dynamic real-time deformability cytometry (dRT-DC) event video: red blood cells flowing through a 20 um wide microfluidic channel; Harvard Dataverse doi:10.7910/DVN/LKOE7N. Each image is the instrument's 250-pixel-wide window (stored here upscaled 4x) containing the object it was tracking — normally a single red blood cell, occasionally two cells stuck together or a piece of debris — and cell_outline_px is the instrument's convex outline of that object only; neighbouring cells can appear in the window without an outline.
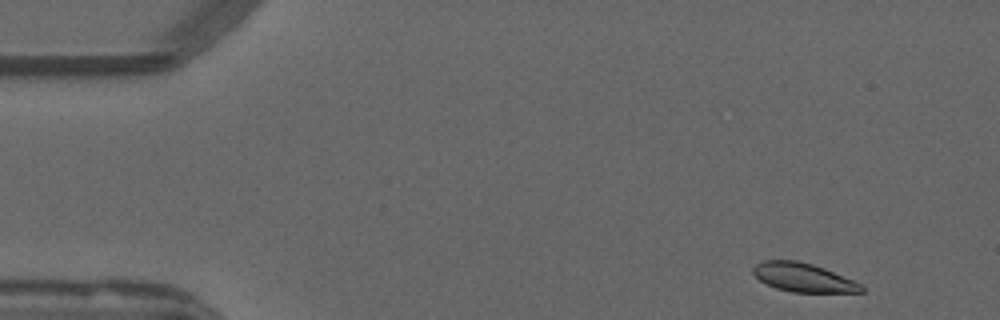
{"species": "common noctule bat (a hibernating species)", "species_latin": "Nyctalus noctula", "temperature_condition": "warm", "stored_images_in_passage": 52, "camera_frame_rate_fps": 3000, "um_per_image_px": 0.085, "animal": {"sex": "male", "forearm_length_mm": 52.5}, "frame": {"image": 1, "passage_image": 2, "time_ms": 0.333, "image_size_px": [1000, 320], "cell_outline_px": [[864, 292], [792, 292], [776, 288], [760, 280], [752, 272], [752, 268], [756, 264], [764, 260], [796, 260], [812, 264], [824, 268], [852, 280], [860, 284], [864, 288]], "centroid_in_image_um": [68.25, 23.58], "position_along_channel_um": 16.7, "area_um2": 17.92}}
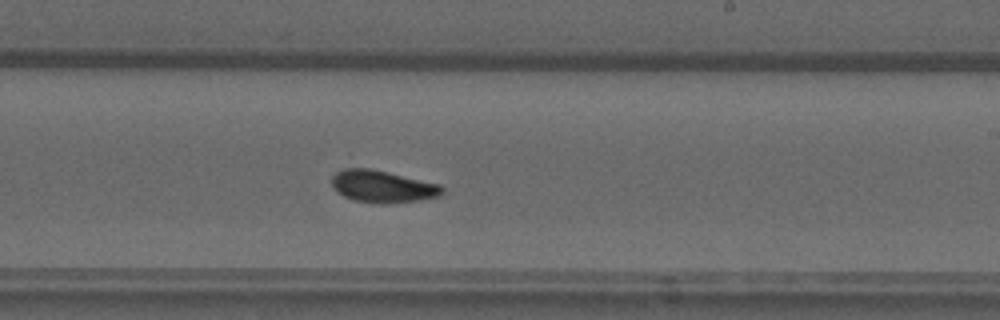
{"frame": {"image": 2, "passage_image": 29, "time_ms": 9.333, "image_size_px": [1000, 320], "cell_outline_px": [[444, 196], [420, 200], [384, 204], [376, 204], [352, 200], [336, 192], [332, 188], [332, 176], [336, 172], [344, 168], [372, 168], [440, 184], [444, 188]], "centroid_in_image_um": [32.53, 15.86], "position_along_channel_um": 256.5, "area_um2": 21.15}}
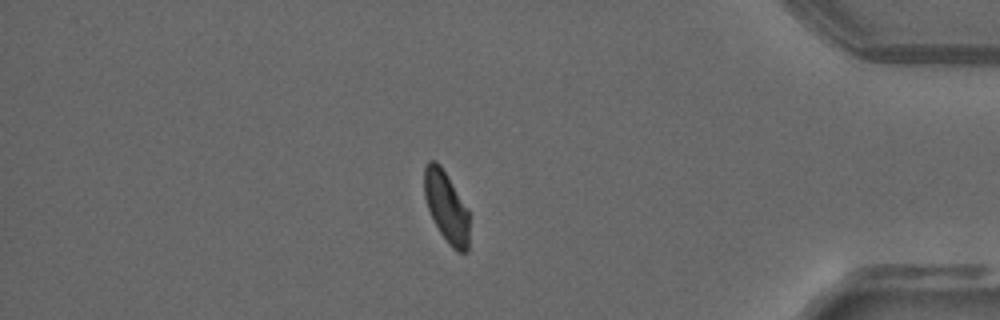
{"frame": {"image": 3, "passage_image": 43, "time_ms": 14.0, "image_size_px": [1000, 320], "cell_outline_px": [[468, 252], [456, 252], [448, 244], [440, 232], [428, 208], [424, 196], [424, 168], [428, 160], [436, 160], [440, 164], [468, 208]], "centroid_in_image_um": [37.93, 17.57], "position_along_channel_um": 397.3, "area_um2": 18.55}, "authors_computed_cell_mechanics": {"area_um2": 19.652, "velocity_mm_per_s": 3.7998, "shape_relaxation_time_tau1_ms": 7.1584, "shape_relaxation_time_tau2_ms": 3.7618, "deformation_change_tau1": 0.1545, "deformation_change_tau2": 0.0724}}